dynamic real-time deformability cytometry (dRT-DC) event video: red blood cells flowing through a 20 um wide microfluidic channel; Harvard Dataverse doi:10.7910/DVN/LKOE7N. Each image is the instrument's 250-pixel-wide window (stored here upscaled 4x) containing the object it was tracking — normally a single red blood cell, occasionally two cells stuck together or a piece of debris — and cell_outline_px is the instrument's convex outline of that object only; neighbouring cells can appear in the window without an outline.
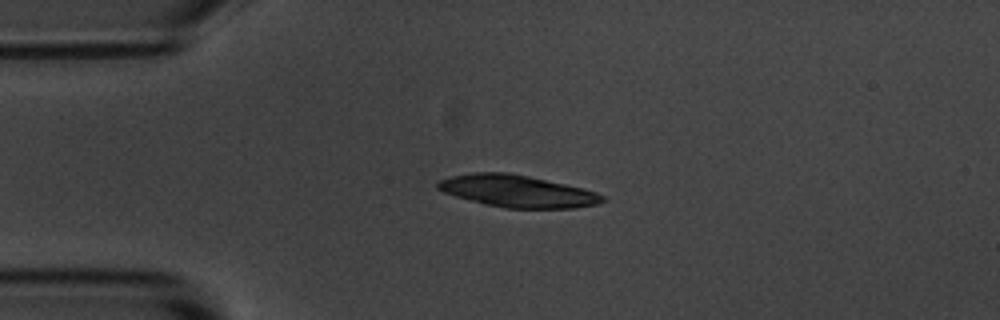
{"species": "common noctule bat (a hibernating species)", "species_latin": "Nyctalus noctula", "temperature_condition": "room temperature", "stored_images_in_passage": 3, "camera_frame_rate_fps": 3000, "um_per_image_px": 0.085, "animal": {"sex": "male", "body_mass_g": 20.1, "forearm_length_mm": 53.5}, "frame": {"image": 1, "passage_image": 2, "time_ms": 1.333, "image_size_px": [1000, 320], "cell_outline_px": [[608, 200], [596, 204], [576, 208], [504, 208], [484, 204], [456, 196], [444, 192], [436, 188], [436, 184], [440, 180], [448, 176], [476, 172], [508, 172], [528, 176], [584, 188], [596, 192], [604, 196]], "centroid_in_image_um": [43.98, 16.25], "position_along_channel_um": 41.0, "area_um2": 30.81}}